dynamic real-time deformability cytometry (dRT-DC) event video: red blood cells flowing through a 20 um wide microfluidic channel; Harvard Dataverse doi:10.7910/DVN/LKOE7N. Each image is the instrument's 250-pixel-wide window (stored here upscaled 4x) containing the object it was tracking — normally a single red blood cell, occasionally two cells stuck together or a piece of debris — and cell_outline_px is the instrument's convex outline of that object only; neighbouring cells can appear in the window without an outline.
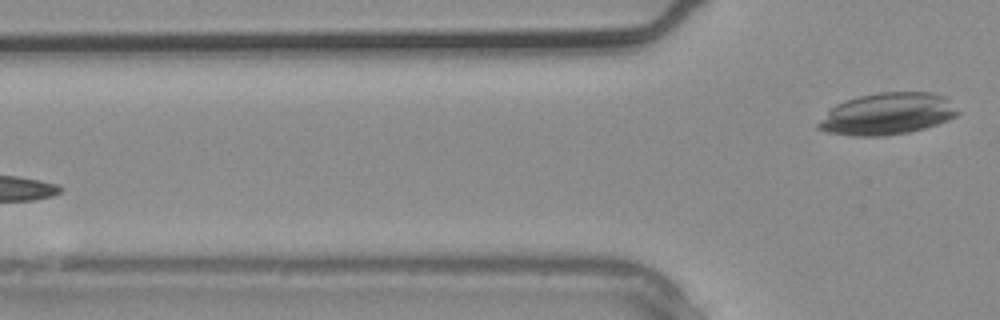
{"species": "common noctule bat (a hibernating species)", "species_latin": "Nyctalus noctula", "temperature_condition": "warm", "stored_images_in_passage": 3, "camera_frame_rate_fps": 3000, "um_per_image_px": 0.085, "animal": {"sex": "male", "body_mass_g": 20.4}, "frame": {"image": 1, "passage_image": 3, "time_ms": 0.667, "image_size_px": [1000, 320], "cell_outline_px": [[960, 112], [956, 116], [948, 120], [924, 128], [908, 132], [884, 136], [856, 136], [824, 132], [816, 128], [816, 124], [836, 104], [844, 100], [860, 96], [880, 92], [932, 92], [944, 96]], "centroid_in_image_um": [75.41, 9.68], "position_along_channel_um": 50.4, "area_um2": 33.87}}